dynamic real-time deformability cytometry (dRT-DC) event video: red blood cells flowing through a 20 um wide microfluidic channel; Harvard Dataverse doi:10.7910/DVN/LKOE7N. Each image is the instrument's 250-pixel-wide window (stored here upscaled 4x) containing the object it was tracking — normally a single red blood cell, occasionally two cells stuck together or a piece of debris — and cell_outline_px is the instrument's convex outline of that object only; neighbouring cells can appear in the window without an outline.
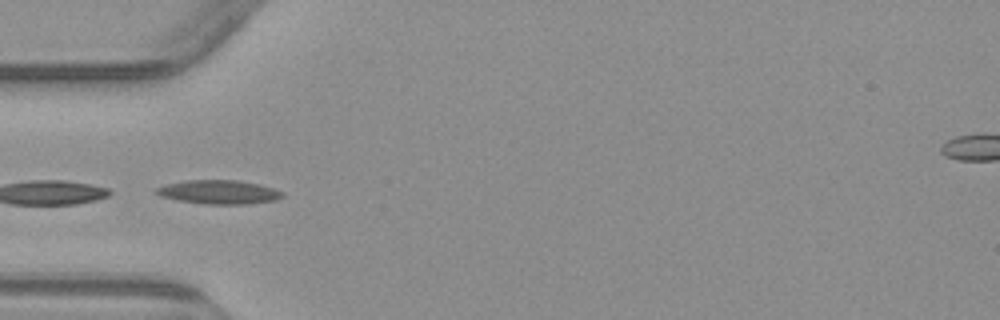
{"species": "common noctule bat (a hibernating species)", "species_latin": "Nyctalus noctula", "temperature_condition": "warm", "stored_images_in_passage": 6, "camera_frame_rate_fps": 3000, "um_per_image_px": 0.085, "animal": {"sex": "male", "body_mass_g": 23.1, "forearm_length_mm": 52.7}, "frame": {"image": 1, "passage_image": 5, "time_ms": 4.667, "image_size_px": [1000, 320], "cell_outline_px": [[284, 196], [276, 200], [248, 204], [204, 204], [180, 200], [160, 196], [152, 192], [156, 188], [164, 184], [188, 180], [240, 180], [260, 184], [284, 192]], "centroid_in_image_um": [18.6, 16.32], "position_along_channel_um": 66.4, "area_um2": 17.69}}
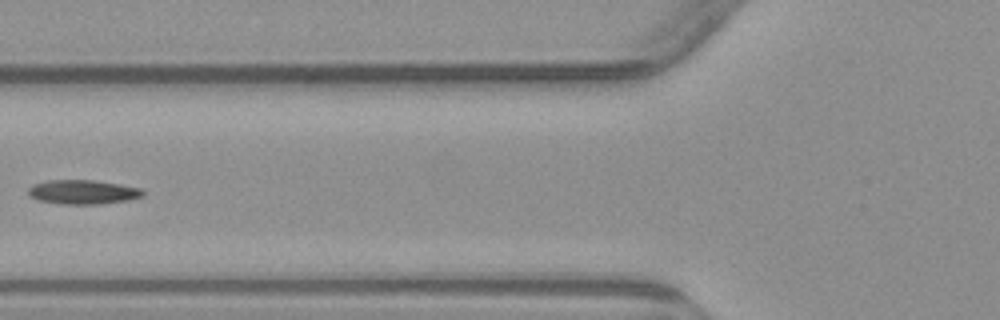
{"frame": {"image": 2, "passage_image": 6, "time_ms": 6.0, "image_size_px": [1000, 320], "cell_outline_px": [[144, 196], [132, 200], [100, 204], [60, 204], [36, 200], [28, 196], [28, 188], [32, 184], [48, 180], [96, 180], [120, 184], [140, 188], [144, 192]], "centroid_in_image_um": [7.03, 16.33], "position_along_channel_um": 118.8, "area_um2": 16.53}}